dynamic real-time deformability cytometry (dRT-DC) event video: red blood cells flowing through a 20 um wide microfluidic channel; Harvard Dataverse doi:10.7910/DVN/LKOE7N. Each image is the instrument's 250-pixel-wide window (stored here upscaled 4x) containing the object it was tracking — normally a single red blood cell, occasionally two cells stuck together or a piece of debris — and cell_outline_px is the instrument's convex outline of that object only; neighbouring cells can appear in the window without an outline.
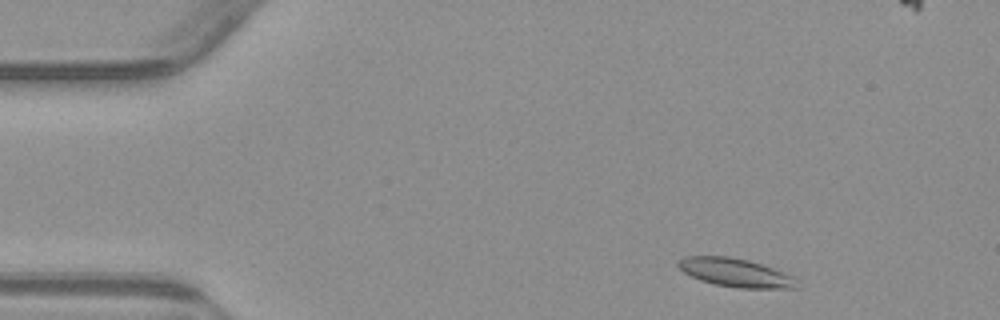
{"species": "common noctule bat (a hibernating species)", "species_latin": "Nyctalus noctula", "temperature_condition": "warm", "stored_images_in_passage": 51, "camera_frame_rate_fps": 3000, "um_per_image_px": 0.085, "animal": {"sex": "male", "body_mass_g": 23.1, "forearm_length_mm": 52.7}, "frame": {"image": 1, "passage_image": 3, "time_ms": 0.667, "image_size_px": [1000, 320], "cell_outline_px": [[796, 288], [740, 288], [716, 284], [700, 280], [684, 272], [676, 264], [684, 256], [728, 256], [748, 260], [772, 268], [792, 276]], "centroid_in_image_um": [62.45, 23.16], "position_along_channel_um": 22.5, "area_um2": 19.19}}
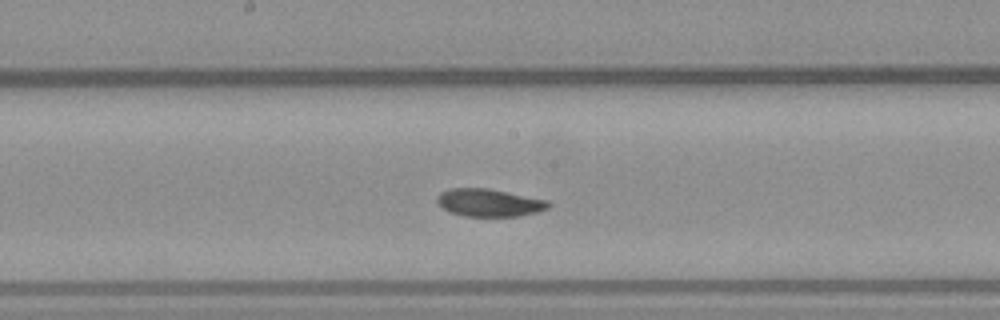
{"frame": {"image": 2, "passage_image": 24, "time_ms": 7.667, "image_size_px": [1000, 320], "cell_outline_px": [[552, 204], [548, 208], [536, 212], [520, 216], [464, 216], [448, 212], [436, 200], [436, 196], [440, 192], [448, 188], [488, 188], [548, 200]], "centroid_in_image_um": [41.57, 17.22], "position_along_channel_um": 206.6, "area_um2": 18.03}}
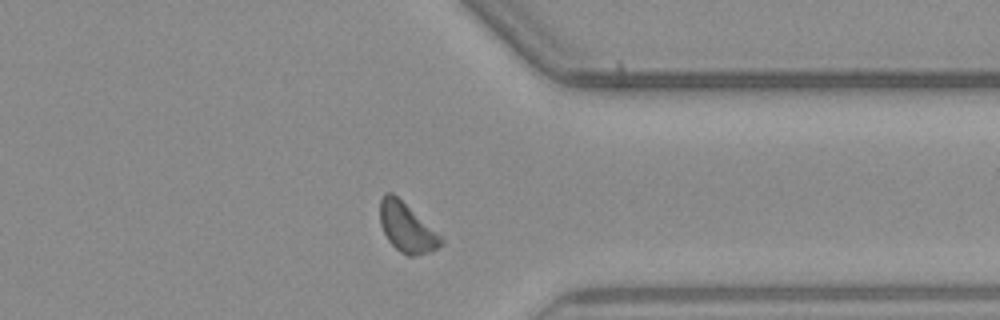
{"frame": {"image": 3, "passage_image": 38, "time_ms": 12.333, "image_size_px": [1000, 320], "cell_outline_px": [[444, 244], [432, 252], [416, 256], [408, 256], [400, 252], [388, 240], [380, 224], [380, 200], [384, 192], [392, 192], [444, 240]], "centroid_in_image_um": [34.56, 19.38], "position_along_channel_um": 376.8, "area_um2": 17.17}, "authors_computed_cell_mechanics": {"area_um2": 18.1492, "velocity_mm_per_s": 3.7767, "shape_relaxation_time_tau1_ms": 3.1541, "shape_relaxation_time_tau2_ms": 3.4513, "deformation_change_tau1": 0.1071, "deformation_change_tau2": 0.0678}}